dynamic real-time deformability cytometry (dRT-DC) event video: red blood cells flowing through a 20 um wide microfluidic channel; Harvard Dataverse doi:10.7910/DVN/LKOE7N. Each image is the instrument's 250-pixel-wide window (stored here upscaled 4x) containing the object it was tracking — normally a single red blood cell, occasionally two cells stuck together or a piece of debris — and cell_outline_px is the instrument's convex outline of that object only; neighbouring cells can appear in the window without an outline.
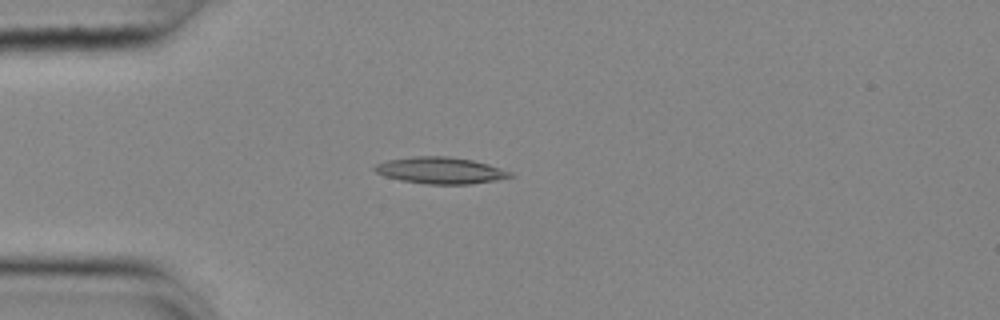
{"species": "common noctule bat (a hibernating species)", "species_latin": "Nyctalus noctula", "temperature_condition": "cold", "stored_images_in_passage": 46, "camera_frame_rate_fps": 3000, "um_per_image_px": 0.085, "animal": {"sex": "female", "body_mass_g": 25.1}, "frame": {"image": 1, "passage_image": 6, "time_ms": 1.667, "image_size_px": [1000, 320], "cell_outline_px": [[512, 176], [496, 180], [468, 184], [428, 184], [400, 180], [384, 176], [376, 172], [372, 168], [376, 164], [388, 160], [416, 156], [448, 156], [472, 160], [488, 164], [512, 172]], "centroid_in_image_um": [37.41, 14.48], "position_along_channel_um": 47.6, "area_um2": 20.81}}
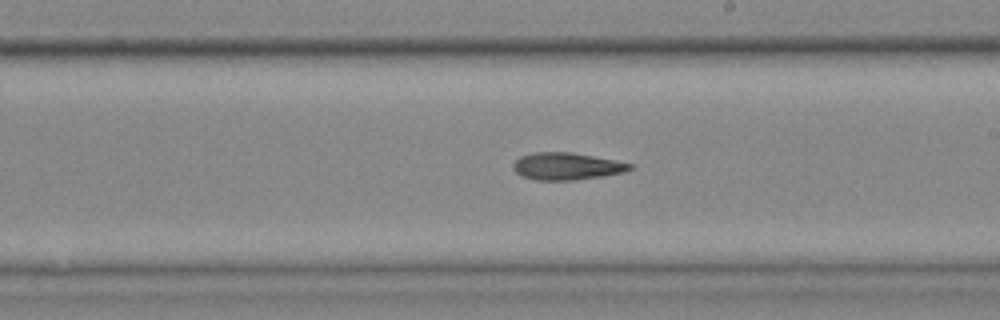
{"frame": {"image": 2, "passage_image": 23, "time_ms": 7.333, "image_size_px": [1000, 320], "cell_outline_px": [[632, 168], [624, 172], [604, 176], [572, 180], [536, 180], [520, 176], [512, 168], [512, 164], [520, 156], [536, 152], [572, 152], [632, 164]], "centroid_in_image_um": [48.11, 14.14], "position_along_channel_um": 240.9, "area_um2": 18.38}}
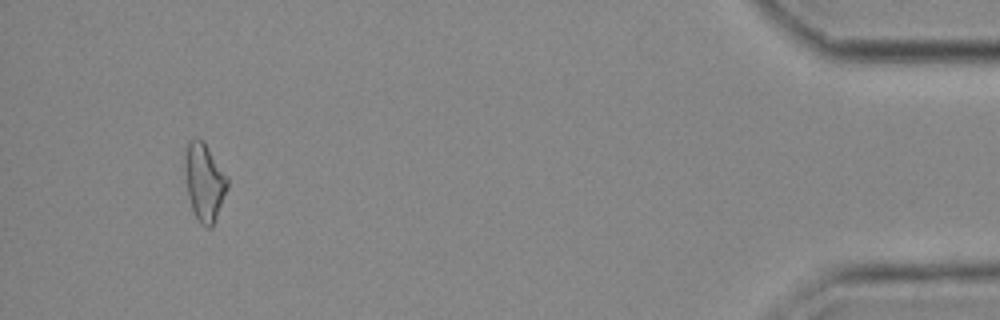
{"frame": {"image": 3, "passage_image": 43, "time_ms": 14.0, "image_size_px": [1000, 320], "cell_outline_px": [[228, 188], [212, 228], [208, 228], [200, 224], [192, 208], [188, 196], [184, 164], [184, 156], [188, 144], [196, 136], [204, 140], [228, 176]], "centroid_in_image_um": [17.38, 15.44], "position_along_channel_um": 417.8, "area_um2": 19.42}}